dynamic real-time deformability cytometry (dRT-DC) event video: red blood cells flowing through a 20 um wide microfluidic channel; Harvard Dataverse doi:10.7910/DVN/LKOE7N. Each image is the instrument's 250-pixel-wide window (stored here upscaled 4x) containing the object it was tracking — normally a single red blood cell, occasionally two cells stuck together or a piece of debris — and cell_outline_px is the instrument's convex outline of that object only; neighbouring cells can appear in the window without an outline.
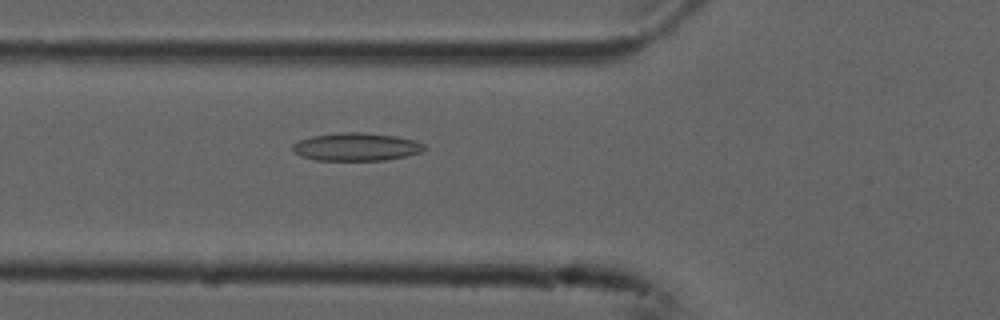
{"species": "common noctule bat (a hibernating species)", "species_latin": "Nyctalus noctula", "temperature_condition": "cold", "stored_images_in_passage": 5, "camera_frame_rate_fps": 3000, "um_per_image_px": 0.085, "animal": {"sex": "male", "forearm_length_mm": 52.5}, "frame": {"image": 1, "passage_image": 5, "time_ms": 1.333, "image_size_px": [1000, 320], "cell_outline_px": [[428, 148], [424, 152], [384, 160], [312, 160], [300, 156], [292, 148], [292, 144], [300, 140], [312, 136], [340, 132], [364, 132], [396, 136], [416, 140], [424, 144]], "centroid_in_image_um": [30.32, 12.48], "position_along_channel_um": 95.5, "area_um2": 21.62}}